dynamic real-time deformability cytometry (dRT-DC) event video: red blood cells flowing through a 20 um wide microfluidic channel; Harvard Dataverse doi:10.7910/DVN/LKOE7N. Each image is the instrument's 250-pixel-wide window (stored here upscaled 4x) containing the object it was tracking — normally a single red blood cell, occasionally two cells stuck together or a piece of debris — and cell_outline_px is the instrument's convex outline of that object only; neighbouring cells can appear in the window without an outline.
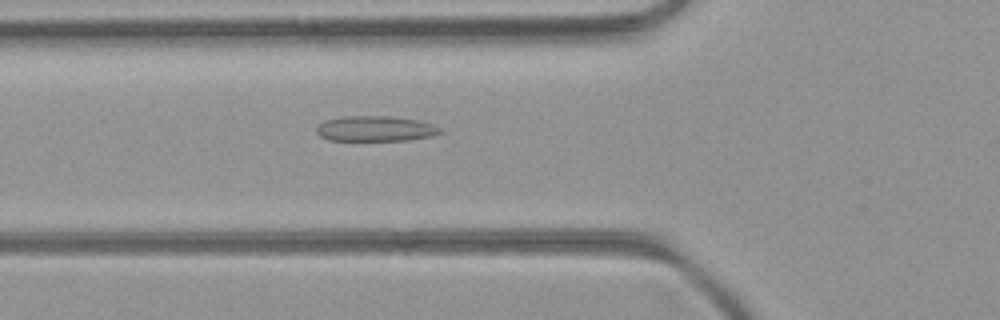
{"species": "common noctule bat (a hibernating species)", "species_latin": "Nyctalus noctula", "temperature_condition": "room temperature", "stored_images_in_passage": 37, "camera_frame_rate_fps": 3000, "um_per_image_px": 0.085, "animal": {"sex": "female", "body_mass_g": 21.9}, "frame": {"image": 1, "passage_image": 5, "time_ms": 1.333, "image_size_px": [1000, 320], "cell_outline_px": [[444, 132], [432, 136], [408, 140], [328, 140], [320, 136], [316, 132], [316, 128], [324, 120], [344, 116], [388, 116], [416, 120], [432, 124], [444, 128]], "centroid_in_image_um": [31.94, 10.94], "position_along_channel_um": 93.9, "area_um2": 18.32}}
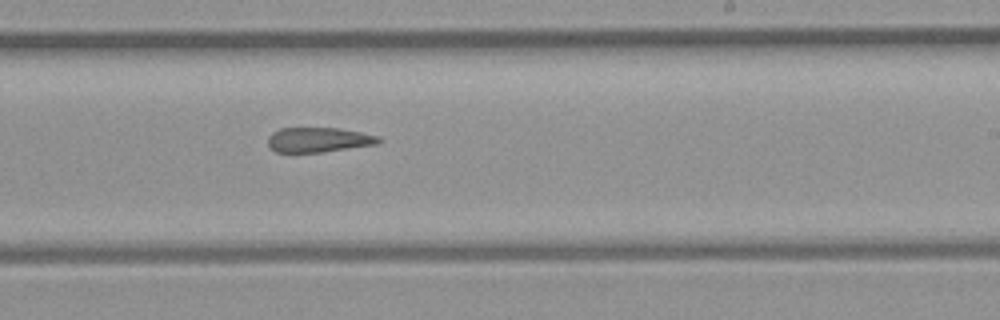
{"frame": {"image": 2, "passage_image": 17, "time_ms": 5.333, "image_size_px": [1000, 320], "cell_outline_px": [[384, 140], [376, 144], [320, 152], [276, 152], [268, 144], [268, 136], [272, 132], [280, 128], [340, 128], [380, 136]], "centroid_in_image_um": [27.09, 11.87], "position_along_channel_um": 261.9, "area_um2": 15.95}}
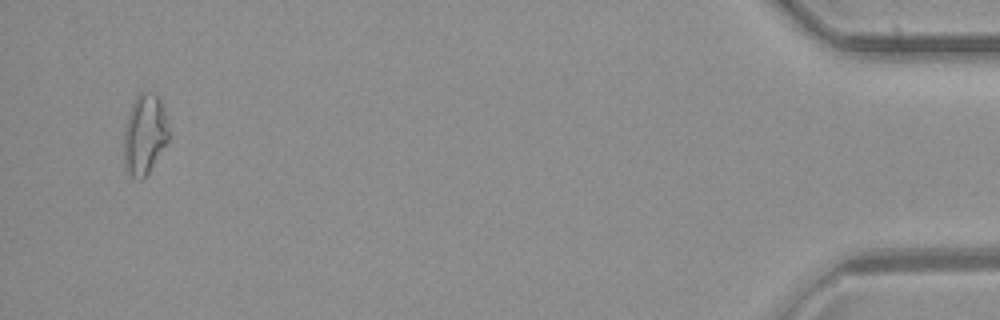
{"frame": {"image": 3, "passage_image": 35, "time_ms": 11.333, "image_size_px": [1000, 320], "cell_outline_px": [[168, 140], [148, 172], [140, 180], [132, 176], [124, 168], [124, 128], [132, 104], [136, 96], [140, 92], [152, 92], [160, 100], [164, 108], [168, 128]], "centroid_in_image_um": [12.27, 11.41], "position_along_channel_um": 422.9, "area_um2": 20.69}, "authors_computed_cell_mechanics": {"area_um2": 17.5712, "velocity_mm_per_s": 4.187, "shape_relaxation_time_tau1_ms": null, "shape_relaxation_time_tau2_ms": 5.6716, "deformation_change_tau1": null, "deformation_change_tau2": 0.1683}}